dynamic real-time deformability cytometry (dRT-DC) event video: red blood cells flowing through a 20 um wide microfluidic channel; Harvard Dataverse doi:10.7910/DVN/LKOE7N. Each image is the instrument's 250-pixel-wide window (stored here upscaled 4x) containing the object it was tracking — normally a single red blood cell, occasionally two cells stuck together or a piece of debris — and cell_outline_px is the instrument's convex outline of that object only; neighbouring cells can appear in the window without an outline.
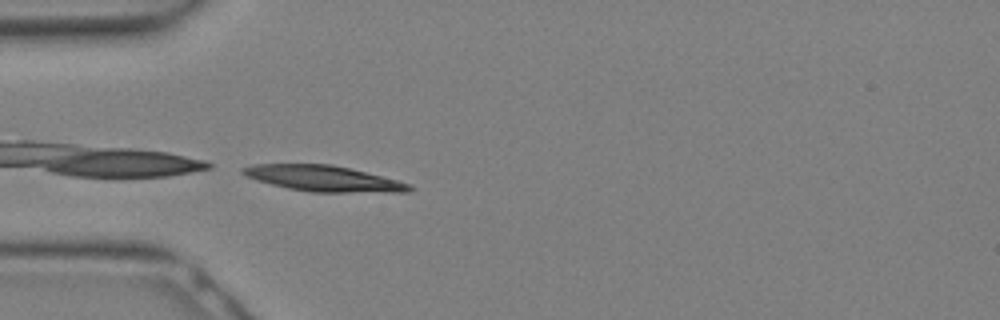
{"species": "Egyptian fruit bat (a non-hibernating species)", "species_latin": "Rousettus aegyptiacus", "temperature_condition": "warm", "stored_images_in_passage": 12, "camera_frame_rate_fps": 3000, "um_per_image_px": 0.085, "animal": {"sex": "female"}, "frame": {"image": 1, "passage_image": 10, "time_ms": 3.0, "image_size_px": [1000, 320], "cell_outline_px": [[416, 188], [408, 192], [312, 192], [288, 188], [256, 180], [244, 176], [240, 172], [240, 168], [252, 164], [332, 164], [412, 184]], "centroid_in_image_um": [27.46, 15.17], "position_along_channel_um": 57.5, "area_um2": 24.97}}
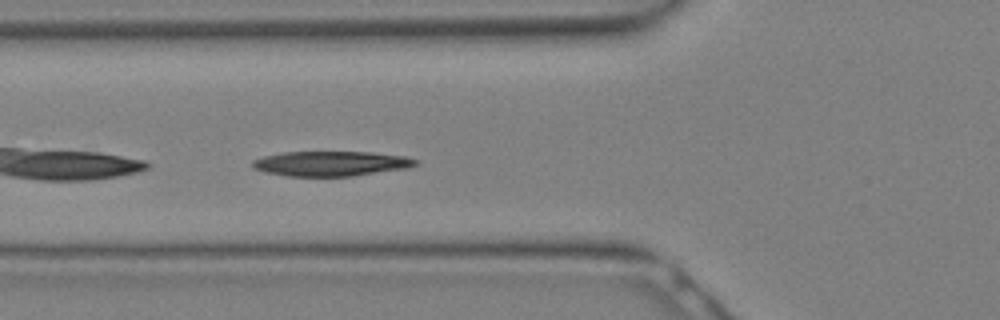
{"frame": {"image": 2, "passage_image": 12, "time_ms": 3.667, "image_size_px": [1000, 320], "cell_outline_px": [[416, 164], [408, 168], [352, 176], [288, 176], [268, 172], [252, 168], [252, 160], [264, 156], [284, 152], [372, 152], [404, 156], [416, 160]], "centroid_in_image_um": [28.12, 13.9], "position_along_channel_um": 97.7, "area_um2": 23.47}}